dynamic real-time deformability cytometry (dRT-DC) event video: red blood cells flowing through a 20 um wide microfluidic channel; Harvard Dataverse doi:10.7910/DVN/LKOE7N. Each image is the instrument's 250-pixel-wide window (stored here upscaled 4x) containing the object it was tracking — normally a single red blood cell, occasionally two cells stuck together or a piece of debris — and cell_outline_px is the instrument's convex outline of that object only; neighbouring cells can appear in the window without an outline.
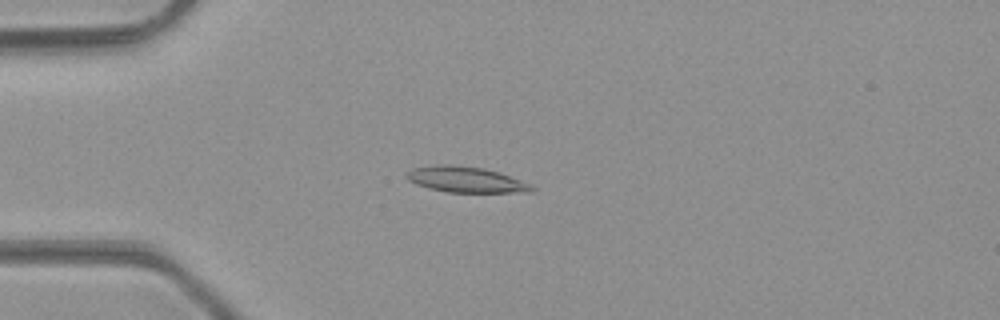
{"species": "common noctule bat (a hibernating species)", "species_latin": "Nyctalus noctula", "temperature_condition": "room temperature", "stored_images_in_passage": 47, "camera_frame_rate_fps": 3000, "um_per_image_px": 0.085, "animal": {"sex": "male", "body_mass_g": 23.1, "forearm_length_mm": 52.7}, "frame": {"image": 1, "passage_image": 12, "time_ms": 3.667, "image_size_px": [1000, 320], "cell_outline_px": [[536, 188], [532, 192], [448, 192], [428, 188], [416, 184], [408, 180], [404, 176], [412, 168], [436, 164], [452, 164], [484, 168], [532, 184]], "centroid_in_image_um": [39.57, 15.26], "position_along_channel_um": 45.4, "area_um2": 18.79}}
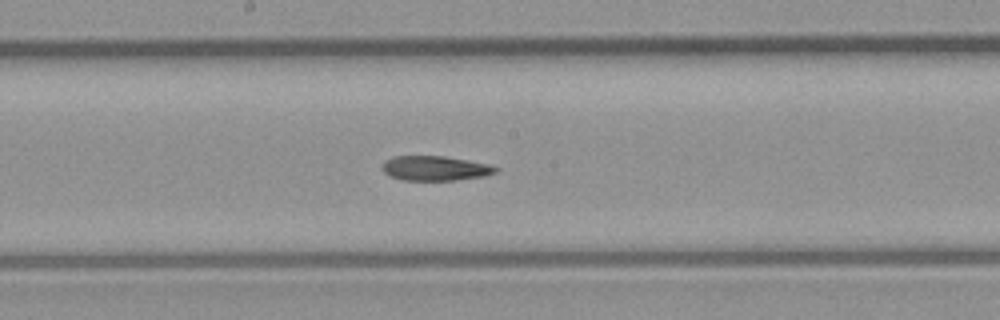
{"frame": {"image": 2, "passage_image": 25, "time_ms": 8.0, "image_size_px": [1000, 320], "cell_outline_px": [[500, 168], [496, 172], [484, 176], [456, 180], [400, 180], [388, 176], [380, 168], [384, 160], [396, 156], [444, 156], [468, 160], [488, 164]], "centroid_in_image_um": [36.95, 14.3], "position_along_channel_um": 211.3, "area_um2": 16.47}}
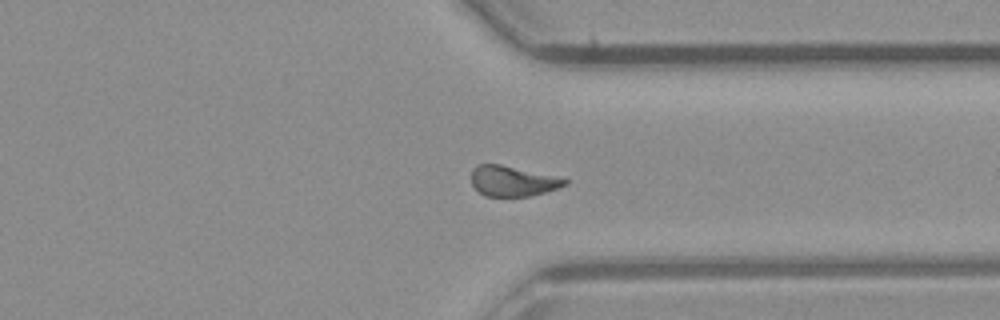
{"frame": {"image": 3, "passage_image": 36, "time_ms": 11.667, "image_size_px": [1000, 320], "cell_outline_px": [[568, 184], [532, 196], [484, 196], [472, 184], [472, 168], [476, 164], [500, 164], [552, 176], [568, 180]], "centroid_in_image_um": [43.52, 15.39], "position_along_channel_um": 367.9, "area_um2": 16.18}, "authors_computed_cell_mechanics": {"area_um2": 17.5712, "velocity_mm_per_s": 4.2929, "shape_relaxation_time_tau1_ms": 10.5915, "shape_relaxation_time_tau2_ms": 4.2941, "deformation_change_tau1": 0.2828, "deformation_change_tau2": 0.1131}}